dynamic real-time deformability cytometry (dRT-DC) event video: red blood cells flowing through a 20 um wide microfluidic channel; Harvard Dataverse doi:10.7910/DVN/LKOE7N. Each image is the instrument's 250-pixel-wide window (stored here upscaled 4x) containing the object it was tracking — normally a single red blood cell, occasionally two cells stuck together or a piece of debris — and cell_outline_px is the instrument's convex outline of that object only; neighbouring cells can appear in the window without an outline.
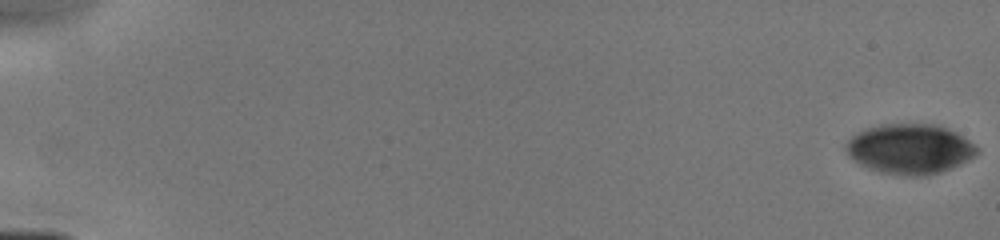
{"species": "human", "species_latin": "Homo sapiens", "temperature_condition": "cold", "stored_images_in_passage": 16, "camera_frame_rate_fps": 3000, "um_per_image_px": 0.085, "donor": {"sex": "male"}, "frame": {"image": 1, "passage_image": 1, "time_ms": 0.0, "image_size_px": [1000, 240], "cell_outline_px": [[980, 148], [972, 156], [940, 172], [924, 176], [908, 176], [880, 172], [868, 168], [860, 164], [848, 156], [844, 148], [844, 144], [852, 136], [868, 128], [880, 124], [932, 124], [948, 128], [956, 132]], "centroid_in_image_um": [77.28, 12.65], "position_along_channel_um": 7.7, "area_um2": 37.74}}
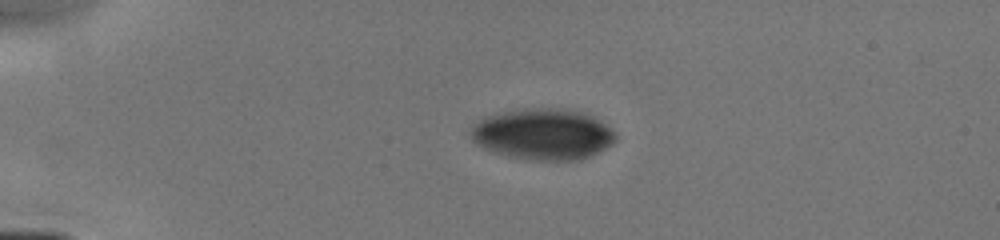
{"frame": {"image": 2, "passage_image": 9, "time_ms": 4.0, "image_size_px": [1000, 240], "cell_outline_px": [[616, 140], [612, 144], [600, 152], [576, 160], [528, 160], [508, 156], [492, 152], [484, 148], [472, 140], [472, 128], [480, 120], [488, 116], [500, 112], [524, 108], [564, 108], [580, 112], [592, 116], [616, 132]], "centroid_in_image_um": [46.17, 11.41], "position_along_channel_um": 38.8, "area_um2": 43.0}}
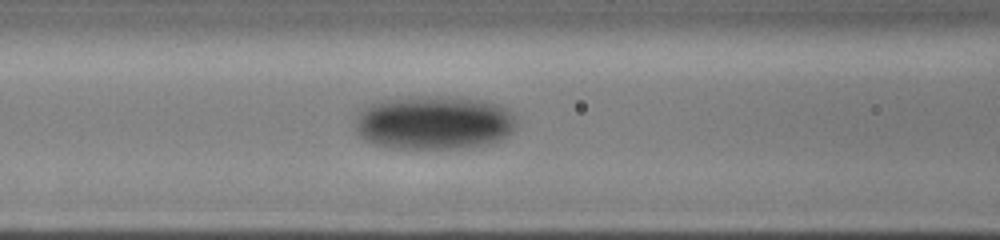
{"frame": {"image": 3, "passage_image": 16, "time_ms": 7.333, "image_size_px": [1000, 240], "cell_outline_px": [[512, 128], [500, 140], [484, 144], [460, 148], [396, 148], [376, 144], [364, 140], [356, 132], [356, 120], [360, 112], [364, 108], [380, 100], [408, 96], [460, 96], [484, 100], [508, 108], [512, 116]], "centroid_in_image_um": [36.84, 10.39], "position_along_channel_um": 129.8, "area_um2": 50.34}}